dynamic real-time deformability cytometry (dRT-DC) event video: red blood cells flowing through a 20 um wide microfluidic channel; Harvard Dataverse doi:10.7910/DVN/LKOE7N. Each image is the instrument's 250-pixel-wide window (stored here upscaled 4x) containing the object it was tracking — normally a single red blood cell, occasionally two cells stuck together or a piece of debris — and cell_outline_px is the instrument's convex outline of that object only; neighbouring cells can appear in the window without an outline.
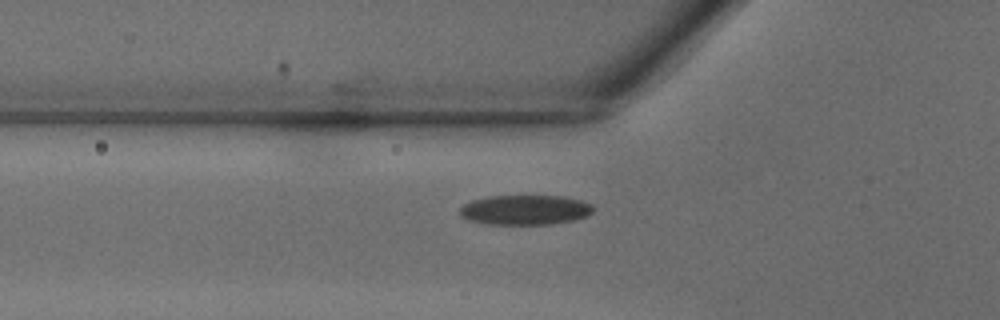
{"species": "common noctule bat (a hibernating species)", "species_latin": "Nyctalus noctula", "temperature_condition": "warm", "stored_images_in_passage": 28, "camera_frame_rate_fps": 3000, "um_per_image_px": 0.085, "animal": {"sex": "male", "body_mass_g": 18.8}, "frame": {"image": 1, "passage_image": 2, "time_ms": 0.333, "image_size_px": [1000, 320], "cell_outline_px": [[596, 208], [588, 216], [572, 220], [552, 224], [488, 224], [468, 220], [460, 216], [460, 208], [464, 204], [472, 200], [488, 196], [564, 196], [580, 200], [592, 204]], "centroid_in_image_um": [44.65, 17.84], "position_along_channel_um": 81.2, "area_um2": 23.29}}
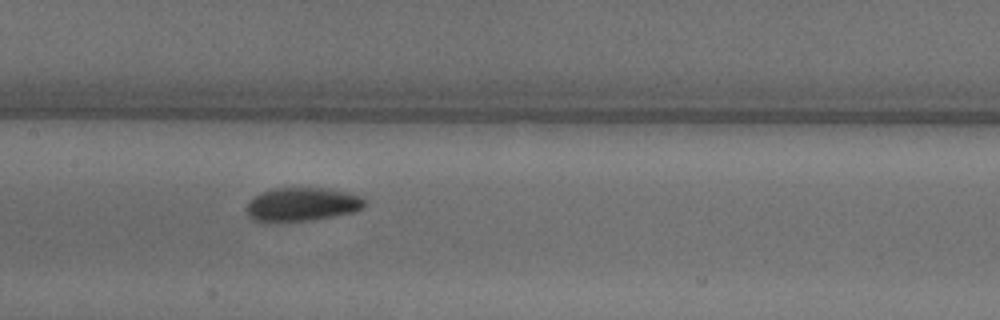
{"frame": {"image": 2, "passage_image": 8, "time_ms": 2.333, "image_size_px": [1000, 320], "cell_outline_px": [[368, 204], [364, 208], [352, 212], [312, 220], [268, 224], [252, 220], [248, 216], [244, 208], [256, 196], [264, 192], [276, 188], [324, 188], [344, 192], [360, 196]], "centroid_in_image_um": [25.63, 17.41], "position_along_channel_um": 181.8, "area_um2": 23.41}}
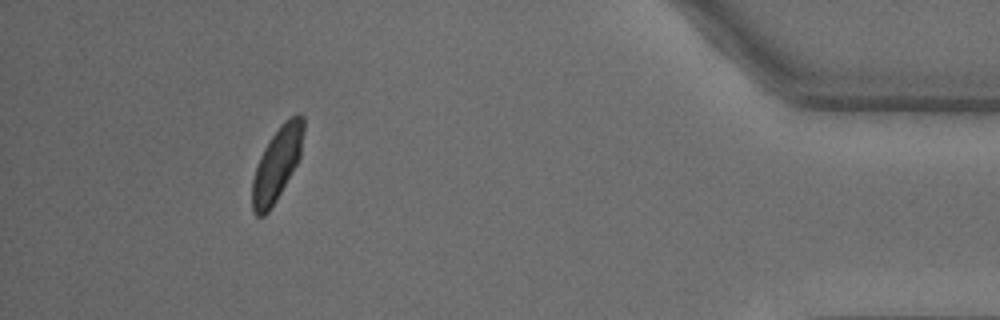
{"frame": {"image": 3, "passage_image": 25, "time_ms": 8.0, "image_size_px": [1000, 320], "cell_outline_px": [[304, 132], [300, 156], [296, 164], [276, 200], [268, 212], [264, 216], [256, 216], [252, 212], [252, 180], [260, 156], [264, 148], [280, 124], [284, 120], [300, 112], [304, 116]], "centroid_in_image_um": [23.54, 13.91], "position_along_channel_um": 411.7, "area_um2": 21.79}}